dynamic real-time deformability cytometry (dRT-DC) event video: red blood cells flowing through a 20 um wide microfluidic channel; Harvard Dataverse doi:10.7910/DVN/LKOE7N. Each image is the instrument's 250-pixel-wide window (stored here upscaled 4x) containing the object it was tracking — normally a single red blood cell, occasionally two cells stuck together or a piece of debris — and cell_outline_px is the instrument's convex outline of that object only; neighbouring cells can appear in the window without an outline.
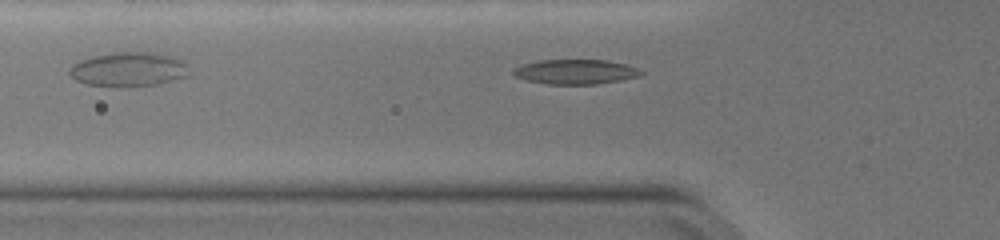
{"species": "common noctule bat (a hibernating species)", "species_latin": "Nyctalus noctula", "temperature_condition": "warm", "stored_images_in_passage": 28, "camera_frame_rate_fps": 3000, "um_per_image_px": 0.085, "animal": {"sex": "female", "body_mass_g": 19.0, "forearm_length_mm": 51.5}, "frame": {"image": 1, "passage_image": 2, "time_ms": 0.333, "image_size_px": [1000, 240], "cell_outline_px": [[644, 72], [640, 76], [620, 80], [596, 84], [544, 84], [524, 80], [516, 76], [512, 72], [512, 68], [520, 64], [540, 60], [608, 60], [640, 68]], "centroid_in_image_um": [48.89, 6.1], "position_along_channel_um": 76.9, "area_um2": 18.61}}
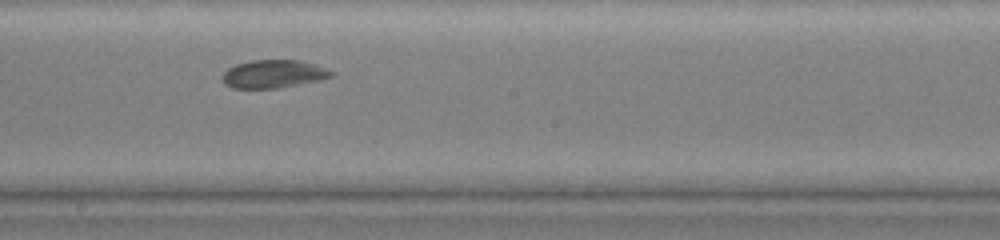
{"frame": {"image": 2, "passage_image": 14, "time_ms": 4.333, "image_size_px": [1000, 240], "cell_outline_px": [[332, 76], [320, 80], [276, 88], [232, 88], [224, 84], [220, 76], [228, 68], [236, 64], [252, 60], [300, 60], [324, 68], [332, 72]], "centroid_in_image_um": [23.17, 6.29], "position_along_channel_um": 225.0, "area_um2": 17.63}}
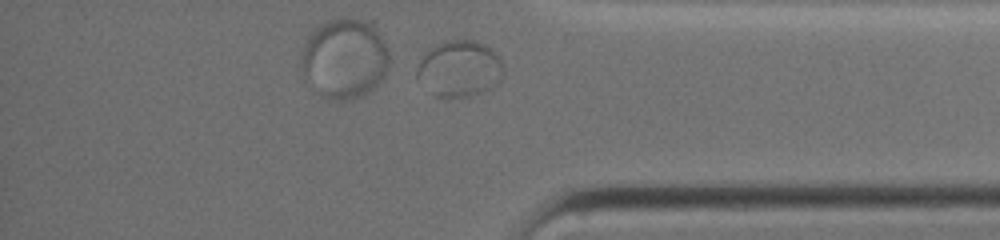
{"frame": {"image": 3, "passage_image": 28, "time_ms": 9.0, "image_size_px": [1000, 240], "cell_outline_px": [[504, 72], [500, 80], [492, 88], [484, 92], [468, 96], [448, 100], [432, 96], [416, 80], [416, 68], [420, 56], [428, 48], [440, 40], [476, 40], [492, 48], [496, 52], [504, 64]], "centroid_in_image_um": [39.0, 5.85], "position_along_channel_um": 396.2, "area_um2": 29.88}, "authors_computed_cell_mechanics": {"area_um2": 17.8891, "velocity_mm_per_s": 3.7038, "shape_relaxation_time_tau1_ms": null, "shape_relaxation_time_tau2_ms": 0.704, "deformation_change_tau1": null, "deformation_change_tau2": 0.0307}}